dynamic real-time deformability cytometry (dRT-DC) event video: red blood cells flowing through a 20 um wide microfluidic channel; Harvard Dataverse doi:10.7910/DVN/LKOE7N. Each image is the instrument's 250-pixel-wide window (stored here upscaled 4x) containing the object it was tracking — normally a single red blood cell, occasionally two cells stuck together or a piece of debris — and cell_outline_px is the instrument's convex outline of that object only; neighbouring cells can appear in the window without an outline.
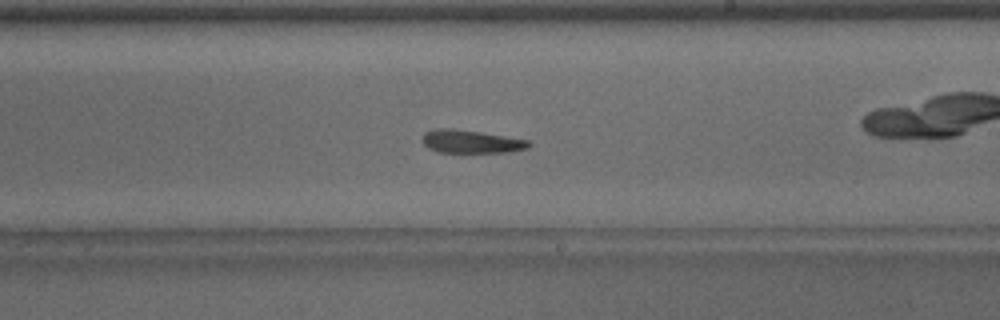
{"species": "common noctule bat (a hibernating species)", "species_latin": "Nyctalus noctula", "temperature_condition": "warm", "stored_images_in_passage": 52, "camera_frame_rate_fps": 3000, "um_per_image_px": 0.085, "animal": {"sex": "male", "body_mass_g": 15.6}, "frame": {"image": 1, "passage_image": 30, "time_ms": 9.667, "image_size_px": [1000, 320], "cell_outline_px": [[532, 144], [528, 148], [508, 152], [436, 152], [428, 148], [424, 144], [424, 132], [436, 128], [452, 128], [480, 132], [528, 140]], "centroid_in_image_um": [40.03, 12.03], "position_along_channel_um": 249.0, "area_um2": 14.22}, "authors_computed_cell_mechanics": {"area_um2": 14.8835, "velocity_mm_per_s": 4.0015, "shape_relaxation_time_tau1_ms": null, "shape_relaxation_time_tau2_ms": 3.8125, "deformation_change_tau1": null, "deformation_change_tau2": 0.121}}